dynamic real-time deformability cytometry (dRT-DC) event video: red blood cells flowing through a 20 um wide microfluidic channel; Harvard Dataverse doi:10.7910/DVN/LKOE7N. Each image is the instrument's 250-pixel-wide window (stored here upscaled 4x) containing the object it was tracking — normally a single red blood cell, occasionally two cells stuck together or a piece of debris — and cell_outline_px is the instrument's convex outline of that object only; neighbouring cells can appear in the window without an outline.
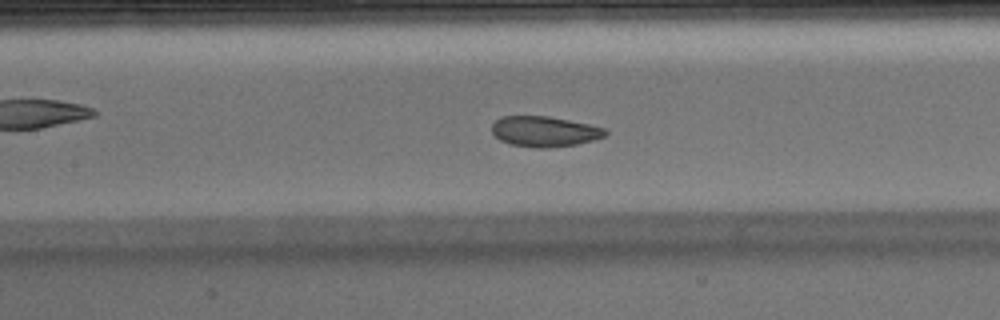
{"species": "Egyptian fruit bat (a non-hibernating species)", "species_latin": "Rousettus aegyptiacus", "temperature_condition": "warm", "stored_images_in_passage": 51, "camera_frame_rate_fps": 3000, "um_per_image_px": 0.085, "animal": {"sex": "male"}, "frame": {"image": 1, "passage_image": 22, "time_ms": 7.0, "image_size_px": [1000, 320], "cell_outline_px": [[608, 132], [604, 136], [592, 140], [576, 144], [548, 148], [536, 148], [512, 144], [500, 140], [492, 132], [492, 124], [496, 120], [504, 116], [548, 116], [608, 128]], "centroid_in_image_um": [46.29, 11.17], "position_along_channel_um": 161.1, "area_um2": 20.0}}
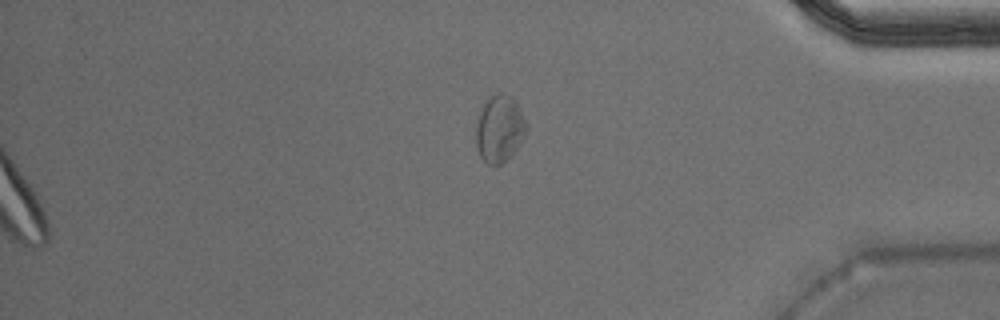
{"frame": {"image": 2, "passage_image": 51, "time_ms": 16.667, "image_size_px": [1000, 320], "cell_outline_px": [[528, 128], [512, 156], [500, 164], [488, 164], [480, 156], [476, 144], [476, 124], [480, 112], [484, 104], [496, 92], [500, 92], [512, 96], [528, 124]], "centroid_in_image_um": [42.47, 10.94], "position_along_channel_um": 392.7, "area_um2": 19.54}, "authors_computed_cell_mechanics": {"area_um2": 21.4438, "velocity_mm_per_s": 3.9406, "shape_relaxation_time_tau1_ms": 6.2827, "shape_relaxation_time_tau2_ms": 3.3699, "deformation_change_tau1": 0.1235, "deformation_change_tau2": 0.0707}}